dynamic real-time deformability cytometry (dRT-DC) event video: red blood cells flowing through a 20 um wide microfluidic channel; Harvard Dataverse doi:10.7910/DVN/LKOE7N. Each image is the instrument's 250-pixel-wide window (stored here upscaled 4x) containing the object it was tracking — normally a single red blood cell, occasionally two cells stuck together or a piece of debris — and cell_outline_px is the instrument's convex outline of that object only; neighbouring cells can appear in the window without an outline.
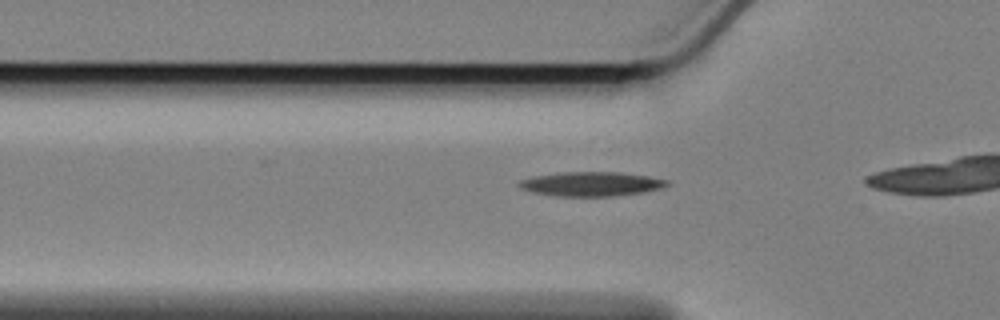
{"species": "Egyptian fruit bat (a non-hibernating species)", "species_latin": "Rousettus aegyptiacus", "temperature_condition": "cold", "stored_images_in_passage": 31, "camera_frame_rate_fps": 3000, "um_per_image_px": 0.085, "animal": {"sex": "female"}, "frame": {"image": 1, "passage_image": 4, "time_ms": 1.0, "image_size_px": [1000, 320], "cell_outline_px": [[672, 184], [660, 188], [640, 192], [612, 196], [556, 196], [536, 192], [520, 188], [516, 184], [520, 180], [532, 176], [556, 172], [620, 172], [648, 176], [668, 180]], "centroid_in_image_um": [50.23, 15.62], "position_along_channel_um": 75.6, "area_um2": 20.92}}
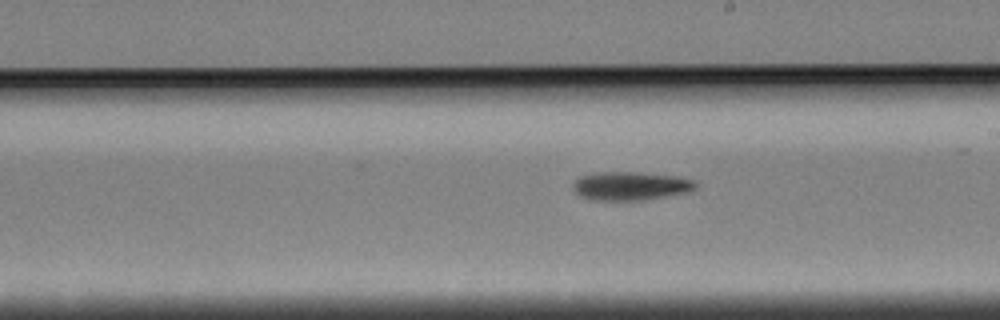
{"frame": {"image": 2, "passage_image": 18, "time_ms": 5.667, "image_size_px": [1000, 320], "cell_outline_px": [[696, 188], [684, 192], [664, 196], [640, 200], [592, 200], [580, 196], [576, 192], [572, 184], [580, 176], [600, 172], [632, 172], [680, 176], [692, 180], [696, 184]], "centroid_in_image_um": [53.56, 15.8], "position_along_channel_um": 235.4, "area_um2": 20.06}}
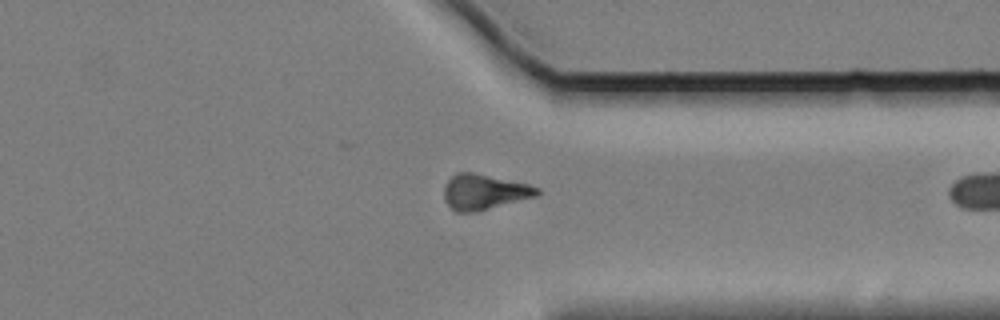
{"frame": {"image": 3, "passage_image": 30, "time_ms": 9.667, "image_size_px": [1000, 320], "cell_outline_px": [[540, 192], [536, 196], [472, 212], [456, 212], [448, 204], [444, 196], [444, 188], [448, 180], [456, 172], [472, 172], [528, 184], [540, 188]], "centroid_in_image_um": [41.14, 16.3], "position_along_channel_um": 370.3, "area_um2": 18.73}}